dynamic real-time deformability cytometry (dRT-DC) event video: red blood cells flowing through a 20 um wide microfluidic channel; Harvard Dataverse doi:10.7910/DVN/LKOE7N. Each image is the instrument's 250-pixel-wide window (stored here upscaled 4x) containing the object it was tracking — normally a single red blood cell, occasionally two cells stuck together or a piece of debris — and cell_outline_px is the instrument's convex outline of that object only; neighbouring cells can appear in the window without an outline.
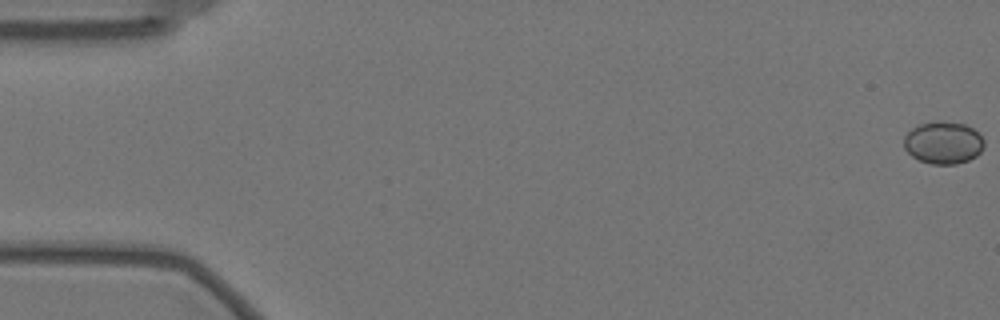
{"species": "Egyptian fruit bat (a non-hibernating species)", "species_latin": "Rousettus aegyptiacus", "temperature_condition": "warm", "stored_images_in_passage": 58, "camera_frame_rate_fps": 3000, "um_per_image_px": 0.085, "animal": {"sex": "female"}, "frame": {"image": 1, "passage_image": 1, "time_ms": 0.0, "image_size_px": [1000, 320], "cell_outline_px": [[984, 148], [976, 156], [968, 160], [956, 164], [932, 164], [920, 160], [912, 156], [904, 148], [904, 136], [912, 128], [920, 124], [936, 120], [940, 120], [964, 124], [972, 128], [984, 140]], "centroid_in_image_um": [80.17, 12.12], "position_along_channel_um": 4.8, "area_um2": 19.83}}
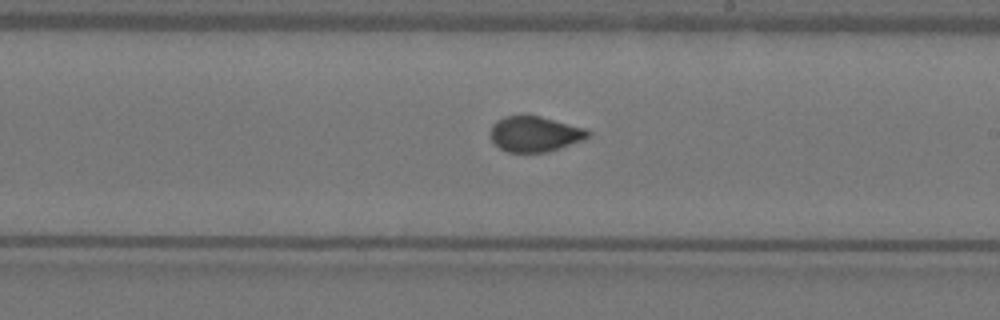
{"frame": {"image": 2, "passage_image": 34, "time_ms": 11.0, "image_size_px": [1000, 320], "cell_outline_px": [[592, 136], [560, 148], [544, 152], [508, 152], [500, 148], [492, 140], [488, 132], [492, 124], [496, 120], [504, 116], [540, 116], [588, 128], [592, 132]], "centroid_in_image_um": [45.47, 11.38], "position_along_channel_um": 243.5, "area_um2": 20.35}}
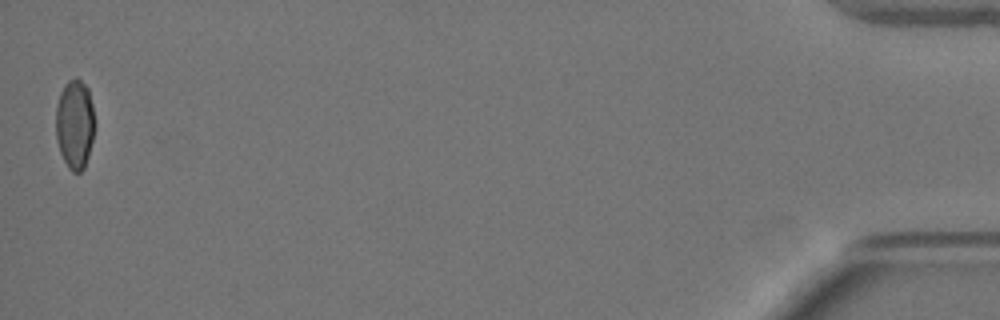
{"frame": {"image": 3, "passage_image": 58, "time_ms": 19.0, "image_size_px": [1000, 320], "cell_outline_px": [[96, 128], [88, 156], [84, 168], [80, 172], [72, 172], [68, 168], [60, 152], [56, 140], [56, 104], [60, 92], [64, 84], [68, 80], [76, 76], [88, 88], [92, 104], [96, 124]], "centroid_in_image_um": [6.37, 10.54], "position_along_channel_um": 428.8, "area_um2": 20.69}, "authors_computed_cell_mechanics": {"area_um2": 20.3167, "velocity_mm_per_s": 3.5191, "shape_relaxation_time_tau1_ms": 8.9579, "shape_relaxation_time_tau2_ms": null, "deformation_change_tau1": 0.1829, "deformation_change_tau2": null}}